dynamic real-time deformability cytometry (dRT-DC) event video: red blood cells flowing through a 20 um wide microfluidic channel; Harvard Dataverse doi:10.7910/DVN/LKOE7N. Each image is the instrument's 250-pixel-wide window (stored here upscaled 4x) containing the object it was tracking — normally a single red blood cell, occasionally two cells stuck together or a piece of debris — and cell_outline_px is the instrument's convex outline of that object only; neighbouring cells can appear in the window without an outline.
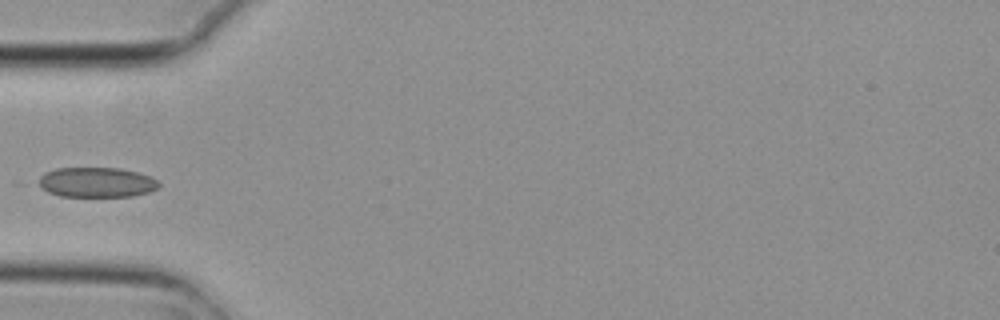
{"species": "common noctule bat (a hibernating species)", "species_latin": "Nyctalus noctula", "temperature_condition": "cold", "stored_images_in_passage": 5, "camera_frame_rate_fps": 3000, "um_per_image_px": 0.085, "animal": {"sex": "female", "body_mass_g": 29.2, "forearm_length_mm": 56.3}, "frame": {"image": 1, "passage_image": 5, "time_ms": 1.333, "image_size_px": [1000, 320], "cell_outline_px": [[160, 188], [148, 192], [132, 196], [60, 196], [48, 192], [36, 184], [40, 176], [44, 172], [56, 168], [120, 168], [136, 172], [148, 176], [156, 180], [160, 184]], "centroid_in_image_um": [8.17, 15.49], "position_along_channel_um": 76.8, "area_um2": 21.04}}